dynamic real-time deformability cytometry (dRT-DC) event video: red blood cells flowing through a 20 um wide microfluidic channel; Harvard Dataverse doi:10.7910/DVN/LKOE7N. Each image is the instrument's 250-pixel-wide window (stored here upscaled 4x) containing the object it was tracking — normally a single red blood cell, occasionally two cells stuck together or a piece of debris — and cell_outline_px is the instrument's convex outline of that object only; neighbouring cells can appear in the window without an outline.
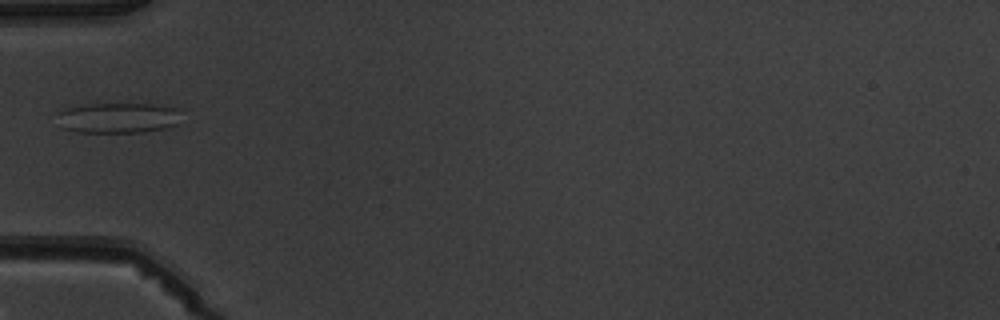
{"species": "common noctule bat (a hibernating species)", "species_latin": "Nyctalus noctula", "temperature_condition": "warm", "stored_images_in_passage": 6, "camera_frame_rate_fps": 3000, "um_per_image_px": 0.085, "animal": {"sex": "male", "body_mass_g": 19.5, "forearm_length_mm": 54.6}, "frame": {"image": 1, "passage_image": 5, "time_ms": 5.667, "image_size_px": [1000, 320], "cell_outline_px": [[180, 108], [176, 124], [168, 128], [140, 132], [80, 132], [60, 128], [56, 112], [64, 108], [88, 104], [144, 100]], "centroid_in_image_um": [10.06, 9.95], "position_along_channel_um": 74.9, "area_um2": 23.35}}
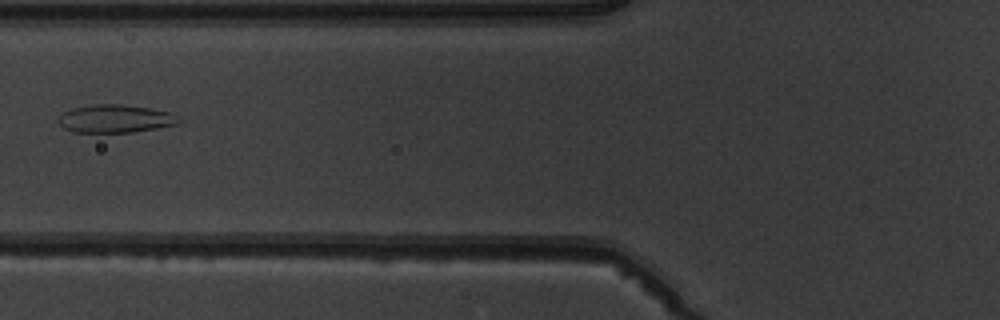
{"frame": {"image": 2, "passage_image": 6, "time_ms": 6.667, "image_size_px": [1000, 320], "cell_outline_px": [[180, 124], [132, 132], [72, 132], [64, 128], [56, 120], [64, 112], [72, 108], [92, 104], [120, 104], [148, 108], [172, 112], [180, 120]], "centroid_in_image_um": [9.79, 10.09], "position_along_channel_um": 116.0, "area_um2": 19.65}}